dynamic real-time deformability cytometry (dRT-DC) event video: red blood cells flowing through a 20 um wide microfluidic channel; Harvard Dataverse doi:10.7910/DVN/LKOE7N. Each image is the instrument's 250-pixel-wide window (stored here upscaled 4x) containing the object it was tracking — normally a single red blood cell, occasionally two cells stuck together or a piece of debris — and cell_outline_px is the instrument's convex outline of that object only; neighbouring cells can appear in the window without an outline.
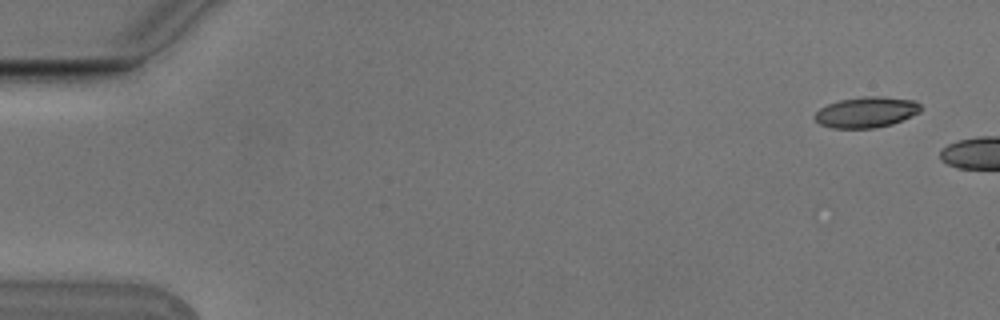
{"species": "Egyptian fruit bat (a non-hibernating species)", "species_latin": "Rousettus aegyptiacus", "temperature_condition": "cold", "stored_images_in_passage": 2, "camera_frame_rate_fps": 3000, "um_per_image_px": 0.085, "animal": {"sex": "male"}, "frame": {"image": 1, "passage_image": 1, "time_ms": 0.0, "image_size_px": [1000, 320], "cell_outline_px": [[924, 108], [920, 112], [912, 116], [892, 124], [876, 128], [832, 128], [820, 124], [812, 116], [820, 108], [828, 104], [840, 100], [864, 96], [880, 96], [916, 100]], "centroid_in_image_um": [73.67, 9.53], "position_along_channel_um": 11.3, "area_um2": 19.19}}